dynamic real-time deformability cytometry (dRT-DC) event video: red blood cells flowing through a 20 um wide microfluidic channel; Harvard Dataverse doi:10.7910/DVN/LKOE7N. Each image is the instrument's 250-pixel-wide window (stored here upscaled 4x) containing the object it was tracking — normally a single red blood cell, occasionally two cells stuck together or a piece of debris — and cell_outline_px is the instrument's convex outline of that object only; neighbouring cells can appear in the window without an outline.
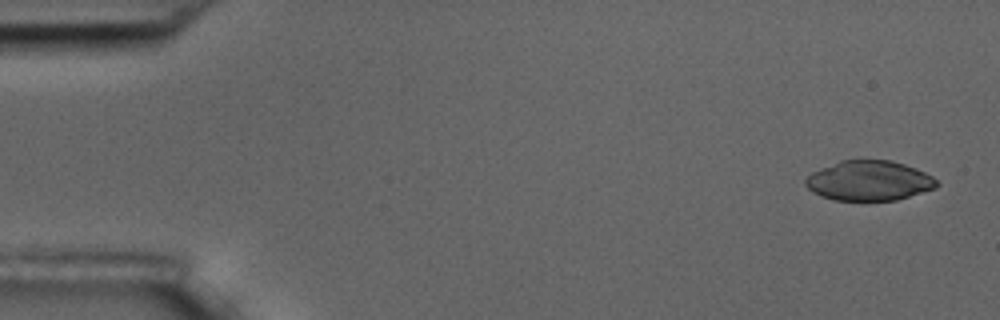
{"species": "common noctule bat (a hibernating species)", "species_latin": "Nyctalus noctula", "temperature_condition": "room temperature", "stored_images_in_passage": 5, "camera_frame_rate_fps": 3000, "um_per_image_px": 0.085, "animal": {"sex": "male", "body_mass_g": 17.5, "forearm_length_mm": 52.3}, "frame": {"image": 1, "passage_image": 1, "time_ms": 0.0, "image_size_px": [1000, 320], "cell_outline_px": [[940, 184], [936, 188], [896, 200], [832, 200], [820, 196], [812, 192], [804, 184], [804, 180], [812, 172], [820, 168], [840, 160], [892, 160], [916, 168], [932, 176]], "centroid_in_image_um": [73.85, 15.36], "position_along_channel_um": 11.1, "area_um2": 30.63}}